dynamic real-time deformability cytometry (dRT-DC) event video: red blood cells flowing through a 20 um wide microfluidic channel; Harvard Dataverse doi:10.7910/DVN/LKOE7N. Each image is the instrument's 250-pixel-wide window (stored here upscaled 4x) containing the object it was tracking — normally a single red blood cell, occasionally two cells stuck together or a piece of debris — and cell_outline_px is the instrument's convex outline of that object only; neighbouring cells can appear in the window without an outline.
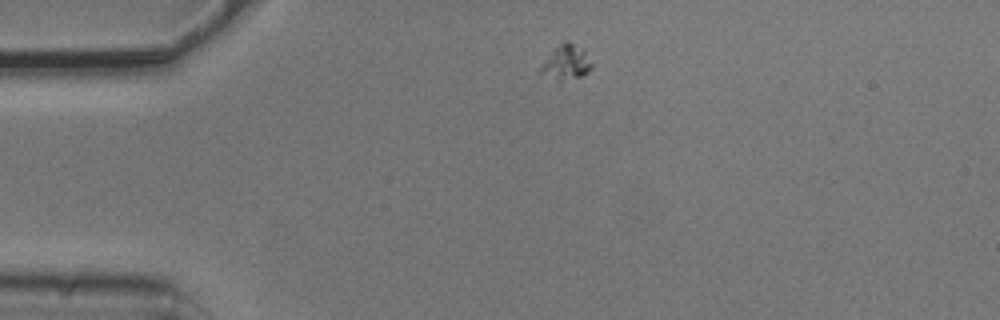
{"species": "common noctule bat (a hibernating species)", "species_latin": "Nyctalus noctula", "temperature_condition": "cold", "stored_images_in_passage": 3, "camera_frame_rate_fps": 3000, "um_per_image_px": 0.085, "animal": {"sex": "male", "body_mass_g": 20.5, "forearm_length_mm": 52.5}, "frame": {"image": 1, "passage_image": 1, "time_ms": 0.0, "image_size_px": [1000, 320], "cell_outline_px": [[592, 68], [588, 72], [580, 76], [556, 80], [540, 76], [536, 72], [552, 52], [564, 40], [568, 40], [584, 48], [592, 64]], "centroid_in_image_um": [48.1, 5.3], "position_along_channel_um": 36.9, "area_um2": 10.35}}